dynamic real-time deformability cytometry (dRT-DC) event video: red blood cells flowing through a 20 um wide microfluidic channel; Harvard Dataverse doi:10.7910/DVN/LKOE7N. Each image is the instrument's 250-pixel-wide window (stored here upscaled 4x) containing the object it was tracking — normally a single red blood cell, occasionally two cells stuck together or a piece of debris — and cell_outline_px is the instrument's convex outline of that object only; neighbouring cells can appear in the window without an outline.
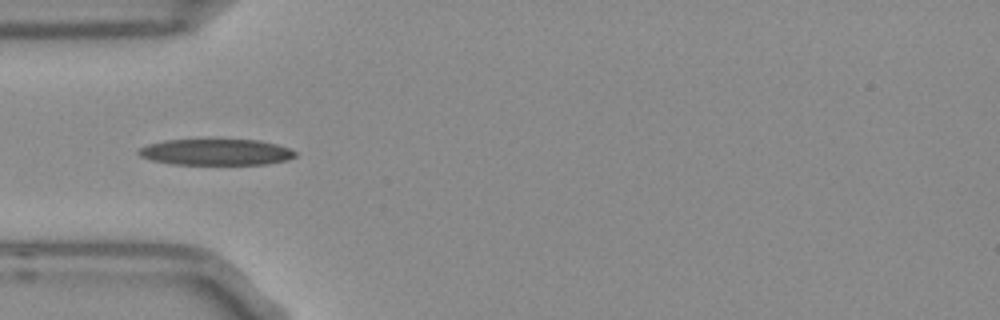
{"species": "Egyptian fruit bat (a non-hibernating species)", "species_latin": "Rousettus aegyptiacus", "temperature_condition": "room temperature", "stored_images_in_passage": 38, "camera_frame_rate_fps": 3000, "um_per_image_px": 0.085, "frame": {"image": 1, "passage_image": 1, "time_ms": 0.0, "image_size_px": [1000, 320], "cell_outline_px": [[296, 156], [288, 160], [268, 164], [172, 164], [152, 160], [140, 156], [136, 152], [140, 148], [148, 144], [164, 140], [260, 140], [276, 144], [288, 148], [296, 152]], "centroid_in_image_um": [18.36, 12.93], "position_along_channel_um": 66.6, "area_um2": 23.81}}
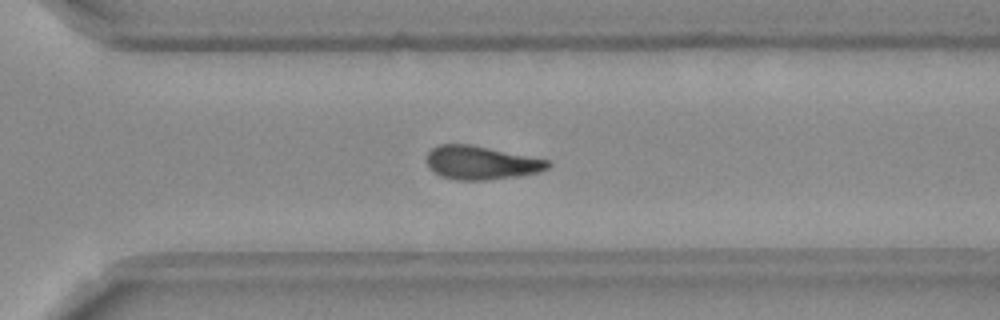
{"frame": {"image": 2, "passage_image": 22, "time_ms": 7.0, "image_size_px": [1000, 320], "cell_outline_px": [[552, 164], [548, 168], [540, 172], [484, 180], [456, 180], [440, 176], [428, 168], [428, 152], [432, 148], [440, 144], [468, 144], [548, 160]], "centroid_in_image_um": [40.86, 13.83], "position_along_channel_um": 329.7, "area_um2": 23.29}}
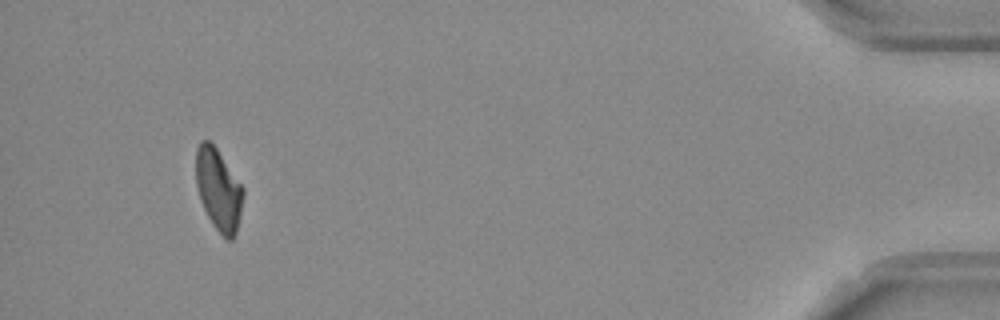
{"frame": {"image": 3, "passage_image": 35, "time_ms": 11.333, "image_size_px": [1000, 320], "cell_outline_px": [[244, 196], [240, 216], [236, 232], [232, 240], [228, 240], [212, 224], [204, 208], [196, 184], [196, 148], [200, 140], [208, 140], [216, 148], [244, 188]], "centroid_in_image_um": [18.58, 16.1], "position_along_channel_um": 416.6, "area_um2": 22.25}, "authors_computed_cell_mechanics": {"area_um2": 23.5824, "velocity_mm_per_s": 3.7526, "shape_relaxation_time_tau1_ms": 4.0688, "shape_relaxation_time_tau2_ms": 4.8631, "deformation_change_tau1": 0.1634, "deformation_change_tau2": 0.1429}}